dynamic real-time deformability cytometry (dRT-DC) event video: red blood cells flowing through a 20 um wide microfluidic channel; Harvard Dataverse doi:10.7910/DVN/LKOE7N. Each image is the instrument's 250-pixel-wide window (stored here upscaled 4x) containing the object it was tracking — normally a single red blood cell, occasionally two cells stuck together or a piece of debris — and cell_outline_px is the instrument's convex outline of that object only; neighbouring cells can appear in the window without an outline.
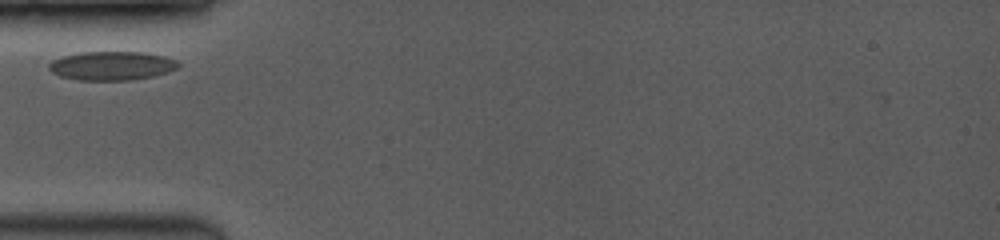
{"species": "common noctule bat (a hibernating species)", "species_latin": "Nyctalus noctula", "temperature_condition": "room temperature", "stored_images_in_passage": 38, "camera_frame_rate_fps": 3500, "um_per_image_px": 0.085, "animal": {"sex": "female", "body_mass_g": 19.0, "forearm_length_mm": 53.3}, "frame": {"image": 1, "passage_image": 1, "time_ms": 0.0, "image_size_px": [1000, 240], "cell_outline_px": [[180, 68], [168, 72], [152, 76], [132, 80], [76, 80], [60, 76], [52, 72], [48, 68], [48, 64], [52, 60], [60, 56], [80, 52], [144, 52], [164, 56], [176, 60], [180, 64]], "centroid_in_image_um": [9.49, 5.59], "position_along_channel_um": 75.5, "area_um2": 21.96}}
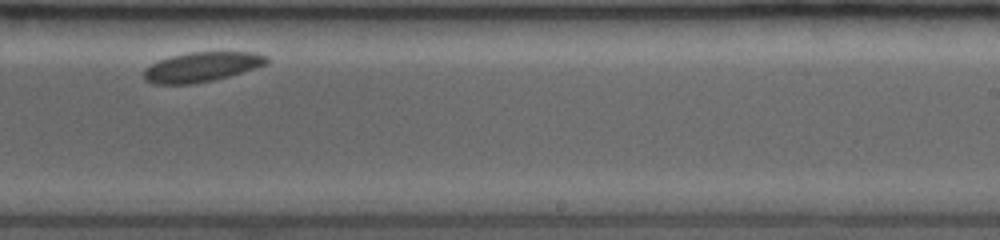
{"frame": {"image": 2, "passage_image": 21, "time_ms": 5.429, "image_size_px": [1000, 240], "cell_outline_px": [[268, 64], [228, 76], [196, 84], [152, 84], [144, 80], [144, 68], [160, 60], [172, 56], [188, 52], [256, 52], [268, 56]], "centroid_in_image_um": [17.15, 5.69], "position_along_channel_um": 271.9, "area_um2": 21.27}}
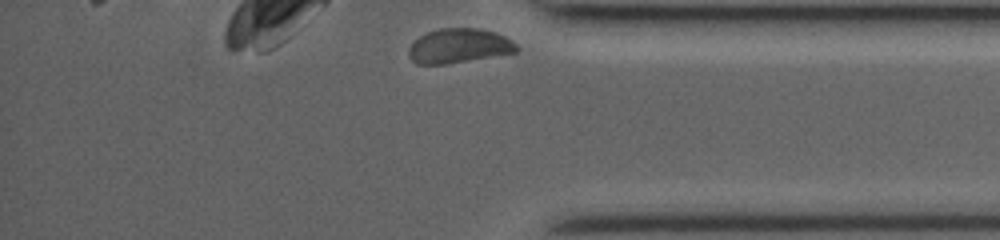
{"frame": {"image": 3, "passage_image": 38, "time_ms": 8.857, "image_size_px": [1000, 240], "cell_outline_px": [[520, 48], [516, 52], [444, 64], [416, 64], [408, 56], [408, 48], [420, 36], [428, 32], [440, 28], [480, 28], [496, 32], [512, 40]], "centroid_in_image_um": [39.01, 3.89], "position_along_channel_um": 396.2, "area_um2": 21.56}}